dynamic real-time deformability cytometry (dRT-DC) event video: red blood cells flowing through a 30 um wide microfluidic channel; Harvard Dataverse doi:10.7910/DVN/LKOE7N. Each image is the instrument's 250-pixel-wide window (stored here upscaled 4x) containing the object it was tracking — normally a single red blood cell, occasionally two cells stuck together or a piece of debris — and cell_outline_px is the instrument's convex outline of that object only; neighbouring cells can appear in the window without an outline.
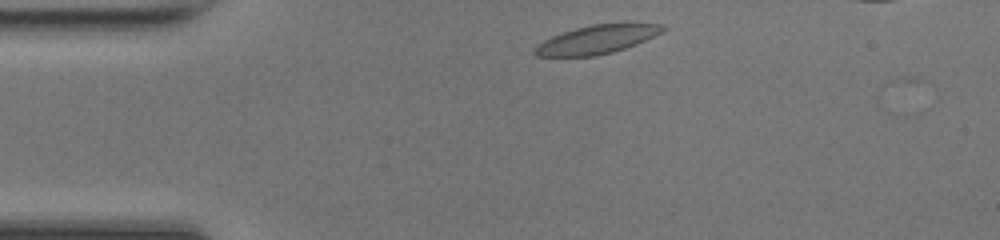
{"species": "common noctule bat (a hibernating species)", "species_latin": "Nyctalus noctula", "temperature_condition": "room temperature", "stored_images_in_passage": 38, "camera_frame_rate_fps": 3000, "um_per_image_px": 0.085, "animal": {"sex": "female", "body_mass_g": 17.0, "forearm_length_mm": 48.0}, "frame": {"image": 1, "passage_image": 2, "time_ms": 0.333, "image_size_px": [1000, 240], "cell_outline_px": [[668, 28], [664, 32], [636, 44], [612, 52], [596, 56], [536, 56], [532, 52], [544, 40], [552, 36], [576, 28], [592, 24], [664, 24]], "centroid_in_image_um": [50.77, 3.36], "position_along_channel_um": 34.2, "area_um2": 20.98}}
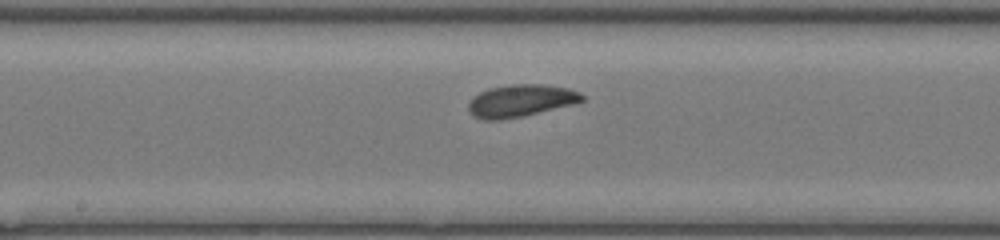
{"frame": {"image": 2, "passage_image": 17, "time_ms": 5.333, "image_size_px": [1000, 240], "cell_outline_px": [[584, 100], [572, 104], [520, 116], [500, 120], [484, 120], [472, 116], [468, 108], [468, 104], [472, 96], [488, 88], [512, 84], [544, 84], [568, 88], [580, 92], [584, 96]], "centroid_in_image_um": [44.21, 8.55], "position_along_channel_um": 204.0, "area_um2": 21.27}}
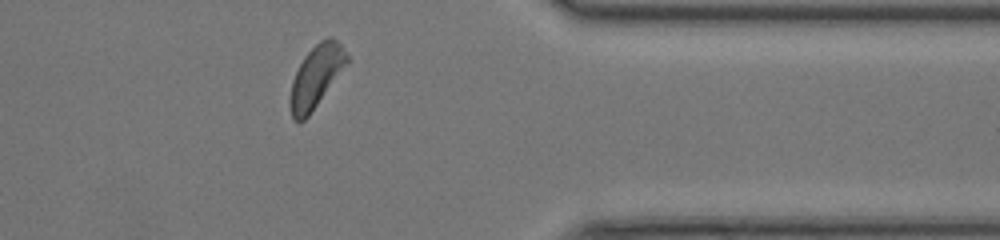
{"frame": {"image": 3, "passage_image": 31, "time_ms": 10.0, "image_size_px": [1000, 240], "cell_outline_px": [[348, 64], [308, 116], [304, 120], [296, 120], [292, 116], [288, 100], [292, 80], [304, 56], [320, 40], [328, 36], [332, 36], [348, 52]], "centroid_in_image_um": [26.88, 6.47], "position_along_channel_um": 384.5, "area_um2": 20.52}, "authors_computed_cell_mechanics": {"area_um2": 20.7502, "velocity_mm_per_s": 4.2266, "shape_relaxation_time_tau1_ms": 2.819, "shape_relaxation_time_tau2_ms": 3.4628, "deformation_change_tau1": 0.0893, "deformation_change_tau2": 0.094}}